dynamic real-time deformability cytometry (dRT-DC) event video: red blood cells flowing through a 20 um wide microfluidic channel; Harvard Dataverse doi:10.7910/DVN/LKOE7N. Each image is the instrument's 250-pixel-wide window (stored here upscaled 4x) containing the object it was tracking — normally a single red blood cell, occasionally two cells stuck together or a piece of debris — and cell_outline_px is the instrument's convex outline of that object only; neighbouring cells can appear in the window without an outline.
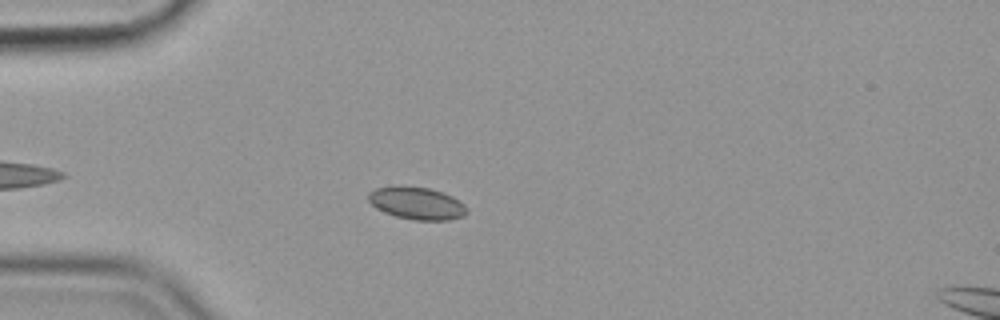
{"species": "common noctule bat (a hibernating species)", "species_latin": "Nyctalus noctula", "temperature_condition": "cold", "stored_images_in_passage": 43, "camera_frame_rate_fps": 3000, "um_per_image_px": 0.085, "animal": {"sex": "female", "body_mass_g": 19.9}, "frame": {"image": 1, "passage_image": 9, "time_ms": 2.667, "image_size_px": [1000, 320], "cell_outline_px": [[468, 212], [464, 216], [448, 220], [416, 220], [396, 216], [384, 212], [376, 208], [368, 200], [368, 192], [376, 188], [396, 184], [400, 184], [428, 188], [452, 196], [464, 204], [468, 208]], "centroid_in_image_um": [35.41, 17.25], "position_along_channel_um": 49.6, "area_um2": 18.84}}
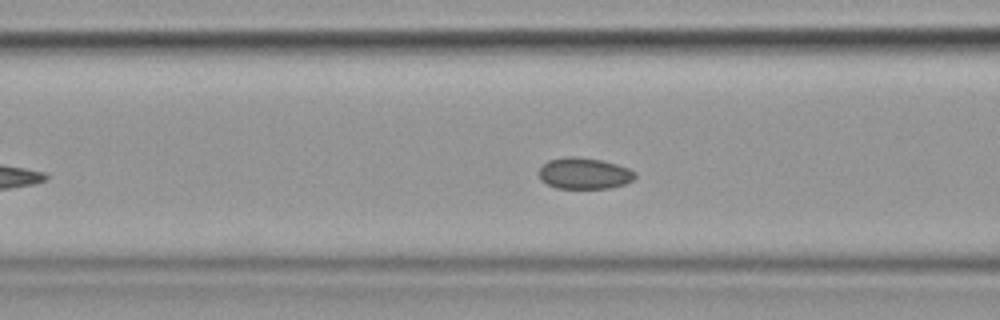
{"frame": {"image": 2, "passage_image": 16, "time_ms": 5.0, "image_size_px": [1000, 320], "cell_outline_px": [[636, 176], [632, 180], [624, 184], [608, 188], [556, 188], [540, 180], [540, 168], [548, 160], [568, 156], [572, 156], [600, 160], [616, 164], [628, 168], [636, 172]], "centroid_in_image_um": [49.66, 14.74], "position_along_channel_um": 116.9, "area_um2": 17.34}}
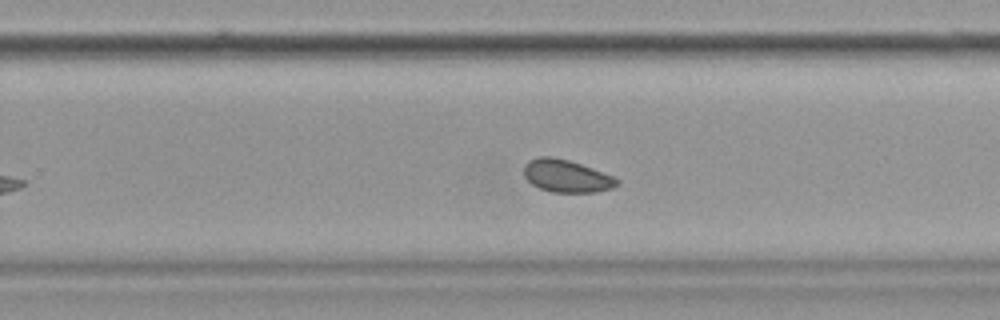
{"frame": {"image": 3, "passage_image": 30, "time_ms": 9.667, "image_size_px": [1000, 320], "cell_outline_px": [[620, 184], [612, 188], [596, 192], [552, 192], [540, 188], [532, 184], [524, 176], [524, 164], [528, 160], [540, 156], [552, 156], [568, 160], [616, 176], [620, 180]], "centroid_in_image_um": [48.18, 14.96], "position_along_channel_um": 281.6, "area_um2": 17.8}, "authors_computed_cell_mechanics": {"area_um2": 17.8602, "velocity_mm_per_s": 3.5424, "shape_relaxation_time_tau1_ms": 2.9432, "shape_relaxation_time_tau2_ms": 9.8163, "deformation_change_tau1": 0.0481, "deformation_change_tau2": 0.1088}}